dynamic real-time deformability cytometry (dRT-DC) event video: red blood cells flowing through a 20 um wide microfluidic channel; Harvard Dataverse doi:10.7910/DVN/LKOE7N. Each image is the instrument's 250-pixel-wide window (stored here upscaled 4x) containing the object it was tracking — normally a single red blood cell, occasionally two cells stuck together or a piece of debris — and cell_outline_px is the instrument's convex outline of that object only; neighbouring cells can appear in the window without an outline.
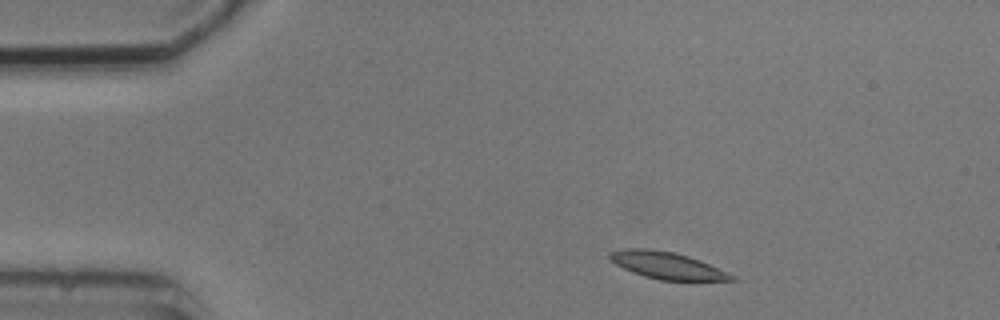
{"species": "common noctule bat (a hibernating species)", "species_latin": "Nyctalus noctula", "temperature_condition": "cold", "stored_images_in_passage": 3, "camera_frame_rate_fps": 3000, "um_per_image_px": 0.085, "animal": {"sex": "male", "body_mass_g": 20.5, "forearm_length_mm": 52.5}, "frame": {"image": 1, "passage_image": 1, "time_ms": 0.0, "image_size_px": [1000, 320], "cell_outline_px": [[736, 280], [660, 280], [644, 276], [632, 272], [616, 264], [608, 256], [608, 252], [624, 248], [648, 248], [676, 252], [700, 260], [736, 276]], "centroid_in_image_um": [56.67, 22.54], "position_along_channel_um": 28.3, "area_um2": 19.07}}